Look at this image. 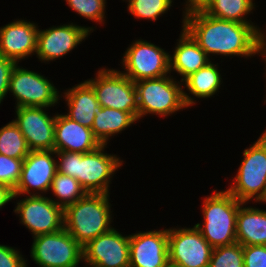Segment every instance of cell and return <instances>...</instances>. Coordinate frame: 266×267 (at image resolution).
Masks as SVG:
<instances>
[{
    "instance_id": "52a82bcc",
    "label": "cell",
    "mask_w": 266,
    "mask_h": 267,
    "mask_svg": "<svg viewBox=\"0 0 266 267\" xmlns=\"http://www.w3.org/2000/svg\"><path fill=\"white\" fill-rule=\"evenodd\" d=\"M94 90L102 107L129 112L138 120V98L135 83L116 69L101 68L93 79L85 80Z\"/></svg>"
},
{
    "instance_id": "e0dca14e",
    "label": "cell",
    "mask_w": 266,
    "mask_h": 267,
    "mask_svg": "<svg viewBox=\"0 0 266 267\" xmlns=\"http://www.w3.org/2000/svg\"><path fill=\"white\" fill-rule=\"evenodd\" d=\"M168 266V229L129 235V267Z\"/></svg>"
},
{
    "instance_id": "8fae6325",
    "label": "cell",
    "mask_w": 266,
    "mask_h": 267,
    "mask_svg": "<svg viewBox=\"0 0 266 267\" xmlns=\"http://www.w3.org/2000/svg\"><path fill=\"white\" fill-rule=\"evenodd\" d=\"M213 247L194 226L168 229L169 265L209 267Z\"/></svg>"
},
{
    "instance_id": "2e32d148",
    "label": "cell",
    "mask_w": 266,
    "mask_h": 267,
    "mask_svg": "<svg viewBox=\"0 0 266 267\" xmlns=\"http://www.w3.org/2000/svg\"><path fill=\"white\" fill-rule=\"evenodd\" d=\"M47 107H19L13 120L23 134L30 151L54 150L56 114L51 117Z\"/></svg>"
},
{
    "instance_id": "d6a6232c",
    "label": "cell",
    "mask_w": 266,
    "mask_h": 267,
    "mask_svg": "<svg viewBox=\"0 0 266 267\" xmlns=\"http://www.w3.org/2000/svg\"><path fill=\"white\" fill-rule=\"evenodd\" d=\"M26 261L19 250L0 244V267H27Z\"/></svg>"
},
{
    "instance_id": "4fadbf2b",
    "label": "cell",
    "mask_w": 266,
    "mask_h": 267,
    "mask_svg": "<svg viewBox=\"0 0 266 267\" xmlns=\"http://www.w3.org/2000/svg\"><path fill=\"white\" fill-rule=\"evenodd\" d=\"M55 150L30 151L24 159L20 180L14 189V199L18 196L47 193L57 172ZM54 157V158H53ZM36 190L38 192L30 191Z\"/></svg>"
},
{
    "instance_id": "d4e9b609",
    "label": "cell",
    "mask_w": 266,
    "mask_h": 267,
    "mask_svg": "<svg viewBox=\"0 0 266 267\" xmlns=\"http://www.w3.org/2000/svg\"><path fill=\"white\" fill-rule=\"evenodd\" d=\"M253 0H208L201 8L206 14L238 23H253L246 15L255 9ZM248 20V21H247Z\"/></svg>"
},
{
    "instance_id": "277c9868",
    "label": "cell",
    "mask_w": 266,
    "mask_h": 267,
    "mask_svg": "<svg viewBox=\"0 0 266 267\" xmlns=\"http://www.w3.org/2000/svg\"><path fill=\"white\" fill-rule=\"evenodd\" d=\"M134 83L138 98V121L147 114L167 117L196 104V100L184 92L182 82H177L170 75Z\"/></svg>"
},
{
    "instance_id": "5bb4252c",
    "label": "cell",
    "mask_w": 266,
    "mask_h": 267,
    "mask_svg": "<svg viewBox=\"0 0 266 267\" xmlns=\"http://www.w3.org/2000/svg\"><path fill=\"white\" fill-rule=\"evenodd\" d=\"M83 261L90 267H129V235L112 228L83 246Z\"/></svg>"
},
{
    "instance_id": "7c38bea8",
    "label": "cell",
    "mask_w": 266,
    "mask_h": 267,
    "mask_svg": "<svg viewBox=\"0 0 266 267\" xmlns=\"http://www.w3.org/2000/svg\"><path fill=\"white\" fill-rule=\"evenodd\" d=\"M13 211L19 214L20 222L32 232L33 237L54 233L64 228V209L44 194L28 195L17 201Z\"/></svg>"
},
{
    "instance_id": "74e56055",
    "label": "cell",
    "mask_w": 266,
    "mask_h": 267,
    "mask_svg": "<svg viewBox=\"0 0 266 267\" xmlns=\"http://www.w3.org/2000/svg\"><path fill=\"white\" fill-rule=\"evenodd\" d=\"M260 55L262 56V58L264 57V60H265V63H266V45L265 44L263 46V49H262V52L260 53Z\"/></svg>"
},
{
    "instance_id": "ffe728a7",
    "label": "cell",
    "mask_w": 266,
    "mask_h": 267,
    "mask_svg": "<svg viewBox=\"0 0 266 267\" xmlns=\"http://www.w3.org/2000/svg\"><path fill=\"white\" fill-rule=\"evenodd\" d=\"M173 55L170 54V71L182 76L183 82L192 73L206 66L211 60L194 39L182 29Z\"/></svg>"
},
{
    "instance_id": "f546056e",
    "label": "cell",
    "mask_w": 266,
    "mask_h": 267,
    "mask_svg": "<svg viewBox=\"0 0 266 267\" xmlns=\"http://www.w3.org/2000/svg\"><path fill=\"white\" fill-rule=\"evenodd\" d=\"M68 6L85 19L104 24L106 0H65Z\"/></svg>"
},
{
    "instance_id": "7402d4cb",
    "label": "cell",
    "mask_w": 266,
    "mask_h": 267,
    "mask_svg": "<svg viewBox=\"0 0 266 267\" xmlns=\"http://www.w3.org/2000/svg\"><path fill=\"white\" fill-rule=\"evenodd\" d=\"M63 95L62 97H64L69 109L68 113L64 115L91 128L95 117L94 109L99 105L93 88L84 81L65 90Z\"/></svg>"
},
{
    "instance_id": "7a4b0ae2",
    "label": "cell",
    "mask_w": 266,
    "mask_h": 267,
    "mask_svg": "<svg viewBox=\"0 0 266 267\" xmlns=\"http://www.w3.org/2000/svg\"><path fill=\"white\" fill-rule=\"evenodd\" d=\"M107 144L87 153L55 151L57 172L75 178L86 191L110 194L111 177L121 168L123 160L117 155L104 153Z\"/></svg>"
},
{
    "instance_id": "6da1fadb",
    "label": "cell",
    "mask_w": 266,
    "mask_h": 267,
    "mask_svg": "<svg viewBox=\"0 0 266 267\" xmlns=\"http://www.w3.org/2000/svg\"><path fill=\"white\" fill-rule=\"evenodd\" d=\"M182 28L210 57H251L262 52L265 34L254 23H238L206 14L202 9L183 13Z\"/></svg>"
},
{
    "instance_id": "5b68a950",
    "label": "cell",
    "mask_w": 266,
    "mask_h": 267,
    "mask_svg": "<svg viewBox=\"0 0 266 267\" xmlns=\"http://www.w3.org/2000/svg\"><path fill=\"white\" fill-rule=\"evenodd\" d=\"M242 203L227 190L216 189L212 195L204 198L202 204L204 222L194 226L213 248L237 242L236 219Z\"/></svg>"
},
{
    "instance_id": "30bf717a",
    "label": "cell",
    "mask_w": 266,
    "mask_h": 267,
    "mask_svg": "<svg viewBox=\"0 0 266 267\" xmlns=\"http://www.w3.org/2000/svg\"><path fill=\"white\" fill-rule=\"evenodd\" d=\"M16 63L9 81V93L19 107H54L60 100L59 91L47 77L30 71Z\"/></svg>"
},
{
    "instance_id": "9c48e42d",
    "label": "cell",
    "mask_w": 266,
    "mask_h": 267,
    "mask_svg": "<svg viewBox=\"0 0 266 267\" xmlns=\"http://www.w3.org/2000/svg\"><path fill=\"white\" fill-rule=\"evenodd\" d=\"M121 62L125 70L122 73L133 82L160 78L171 73L170 54L142 39L134 41L128 47Z\"/></svg>"
},
{
    "instance_id": "83f0119b",
    "label": "cell",
    "mask_w": 266,
    "mask_h": 267,
    "mask_svg": "<svg viewBox=\"0 0 266 267\" xmlns=\"http://www.w3.org/2000/svg\"><path fill=\"white\" fill-rule=\"evenodd\" d=\"M128 11L136 18L156 21L172 6L173 0H126Z\"/></svg>"
},
{
    "instance_id": "4dcf8cb0",
    "label": "cell",
    "mask_w": 266,
    "mask_h": 267,
    "mask_svg": "<svg viewBox=\"0 0 266 267\" xmlns=\"http://www.w3.org/2000/svg\"><path fill=\"white\" fill-rule=\"evenodd\" d=\"M24 159H16L0 154V183L16 188L23 167Z\"/></svg>"
},
{
    "instance_id": "9a60e30c",
    "label": "cell",
    "mask_w": 266,
    "mask_h": 267,
    "mask_svg": "<svg viewBox=\"0 0 266 267\" xmlns=\"http://www.w3.org/2000/svg\"><path fill=\"white\" fill-rule=\"evenodd\" d=\"M93 27H84L76 24L53 26L46 30H38L37 50L38 59L49 62L65 56L81 44L93 32Z\"/></svg>"
},
{
    "instance_id": "1f68e13d",
    "label": "cell",
    "mask_w": 266,
    "mask_h": 267,
    "mask_svg": "<svg viewBox=\"0 0 266 267\" xmlns=\"http://www.w3.org/2000/svg\"><path fill=\"white\" fill-rule=\"evenodd\" d=\"M244 267H266V245L243 246Z\"/></svg>"
},
{
    "instance_id": "cb8c5ba5",
    "label": "cell",
    "mask_w": 266,
    "mask_h": 267,
    "mask_svg": "<svg viewBox=\"0 0 266 267\" xmlns=\"http://www.w3.org/2000/svg\"><path fill=\"white\" fill-rule=\"evenodd\" d=\"M218 63L213 64L210 61L206 66L199 69L197 72L188 76L183 83L189 93L197 98H210L215 93L219 92V87L222 84Z\"/></svg>"
},
{
    "instance_id": "3957f363",
    "label": "cell",
    "mask_w": 266,
    "mask_h": 267,
    "mask_svg": "<svg viewBox=\"0 0 266 267\" xmlns=\"http://www.w3.org/2000/svg\"><path fill=\"white\" fill-rule=\"evenodd\" d=\"M109 194L87 193L64 209V228L83 247L113 227Z\"/></svg>"
},
{
    "instance_id": "836d02e7",
    "label": "cell",
    "mask_w": 266,
    "mask_h": 267,
    "mask_svg": "<svg viewBox=\"0 0 266 267\" xmlns=\"http://www.w3.org/2000/svg\"><path fill=\"white\" fill-rule=\"evenodd\" d=\"M15 65V61L0 56V104L8 94L10 75Z\"/></svg>"
},
{
    "instance_id": "ac0fdd59",
    "label": "cell",
    "mask_w": 266,
    "mask_h": 267,
    "mask_svg": "<svg viewBox=\"0 0 266 267\" xmlns=\"http://www.w3.org/2000/svg\"><path fill=\"white\" fill-rule=\"evenodd\" d=\"M38 25L27 20H15L0 27V56L18 63L37 50Z\"/></svg>"
},
{
    "instance_id": "484cf974",
    "label": "cell",
    "mask_w": 266,
    "mask_h": 267,
    "mask_svg": "<svg viewBox=\"0 0 266 267\" xmlns=\"http://www.w3.org/2000/svg\"><path fill=\"white\" fill-rule=\"evenodd\" d=\"M50 189L53 195L58 198L56 200L52 198V201L63 209L87 194L75 178L59 172H56Z\"/></svg>"
},
{
    "instance_id": "d6986e66",
    "label": "cell",
    "mask_w": 266,
    "mask_h": 267,
    "mask_svg": "<svg viewBox=\"0 0 266 267\" xmlns=\"http://www.w3.org/2000/svg\"><path fill=\"white\" fill-rule=\"evenodd\" d=\"M101 145L91 128L69 119L64 114H56L55 151L87 153Z\"/></svg>"
},
{
    "instance_id": "8d00e7d4",
    "label": "cell",
    "mask_w": 266,
    "mask_h": 267,
    "mask_svg": "<svg viewBox=\"0 0 266 267\" xmlns=\"http://www.w3.org/2000/svg\"><path fill=\"white\" fill-rule=\"evenodd\" d=\"M258 202L266 203V187H265L263 195L260 197V199L256 203Z\"/></svg>"
},
{
    "instance_id": "44dd1931",
    "label": "cell",
    "mask_w": 266,
    "mask_h": 267,
    "mask_svg": "<svg viewBox=\"0 0 266 267\" xmlns=\"http://www.w3.org/2000/svg\"><path fill=\"white\" fill-rule=\"evenodd\" d=\"M238 209L236 219V240L242 246L266 245V210L256 207Z\"/></svg>"
},
{
    "instance_id": "ba28073f",
    "label": "cell",
    "mask_w": 266,
    "mask_h": 267,
    "mask_svg": "<svg viewBox=\"0 0 266 267\" xmlns=\"http://www.w3.org/2000/svg\"><path fill=\"white\" fill-rule=\"evenodd\" d=\"M30 256L40 267H78L83 247L63 228L33 237Z\"/></svg>"
},
{
    "instance_id": "8992f818",
    "label": "cell",
    "mask_w": 266,
    "mask_h": 267,
    "mask_svg": "<svg viewBox=\"0 0 266 267\" xmlns=\"http://www.w3.org/2000/svg\"><path fill=\"white\" fill-rule=\"evenodd\" d=\"M233 183L227 188L238 201L257 202L266 187V130L249 148L243 151Z\"/></svg>"
},
{
    "instance_id": "d590c367",
    "label": "cell",
    "mask_w": 266,
    "mask_h": 267,
    "mask_svg": "<svg viewBox=\"0 0 266 267\" xmlns=\"http://www.w3.org/2000/svg\"><path fill=\"white\" fill-rule=\"evenodd\" d=\"M185 8L183 13L188 12L190 10H195V9H201L208 0H185Z\"/></svg>"
},
{
    "instance_id": "e575fe53",
    "label": "cell",
    "mask_w": 266,
    "mask_h": 267,
    "mask_svg": "<svg viewBox=\"0 0 266 267\" xmlns=\"http://www.w3.org/2000/svg\"><path fill=\"white\" fill-rule=\"evenodd\" d=\"M14 196V190L11 187L0 183V209L14 199Z\"/></svg>"
},
{
    "instance_id": "603a6c76",
    "label": "cell",
    "mask_w": 266,
    "mask_h": 267,
    "mask_svg": "<svg viewBox=\"0 0 266 267\" xmlns=\"http://www.w3.org/2000/svg\"><path fill=\"white\" fill-rule=\"evenodd\" d=\"M94 112L91 130L101 144H108L110 137L121 133L137 121L129 112L102 107L100 104L95 107Z\"/></svg>"
},
{
    "instance_id": "f1b7e54d",
    "label": "cell",
    "mask_w": 266,
    "mask_h": 267,
    "mask_svg": "<svg viewBox=\"0 0 266 267\" xmlns=\"http://www.w3.org/2000/svg\"><path fill=\"white\" fill-rule=\"evenodd\" d=\"M209 267H244L243 246L235 242L213 248Z\"/></svg>"
},
{
    "instance_id": "4316f807",
    "label": "cell",
    "mask_w": 266,
    "mask_h": 267,
    "mask_svg": "<svg viewBox=\"0 0 266 267\" xmlns=\"http://www.w3.org/2000/svg\"><path fill=\"white\" fill-rule=\"evenodd\" d=\"M29 152L27 142L13 120L0 128V154L25 159Z\"/></svg>"
}]
</instances>
